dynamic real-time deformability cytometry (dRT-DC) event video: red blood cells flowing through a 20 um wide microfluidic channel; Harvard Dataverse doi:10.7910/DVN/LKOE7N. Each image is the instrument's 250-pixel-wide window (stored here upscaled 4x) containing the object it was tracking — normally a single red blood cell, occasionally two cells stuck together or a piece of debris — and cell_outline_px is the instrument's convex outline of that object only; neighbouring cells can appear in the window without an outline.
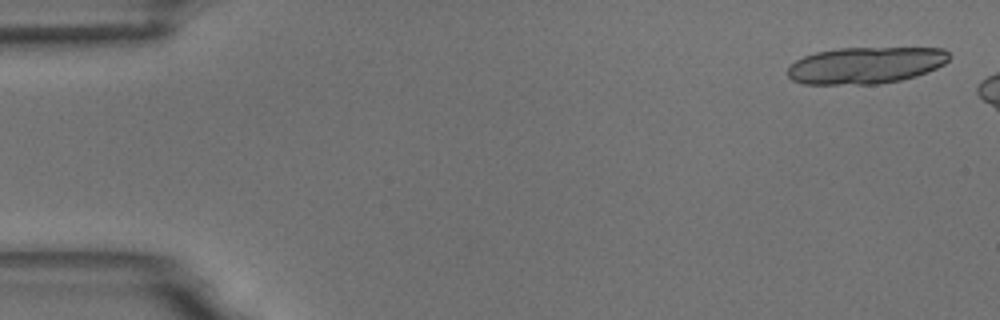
{"species": "common noctule bat (a hibernating species)", "species_latin": "Nyctalus noctula", "temperature_condition": "room temperature", "stored_images_in_passage": 6, "camera_frame_rate_fps": 3000, "um_per_image_px": 0.085, "animal": {"sex": "male", "body_mass_g": 18.8}, "frame": {"image": 1, "passage_image": 1, "time_ms": 0.0, "image_size_px": [1000, 320], "cell_outline_px": [[952, 56], [944, 64], [936, 68], [916, 76], [900, 80], [876, 84], [804, 84], [792, 80], [788, 76], [788, 68], [796, 60], [804, 56], [816, 52], [836, 48], [944, 48]], "centroid_in_image_um": [73.58, 5.54], "position_along_channel_um": 11.4, "area_um2": 34.56}}